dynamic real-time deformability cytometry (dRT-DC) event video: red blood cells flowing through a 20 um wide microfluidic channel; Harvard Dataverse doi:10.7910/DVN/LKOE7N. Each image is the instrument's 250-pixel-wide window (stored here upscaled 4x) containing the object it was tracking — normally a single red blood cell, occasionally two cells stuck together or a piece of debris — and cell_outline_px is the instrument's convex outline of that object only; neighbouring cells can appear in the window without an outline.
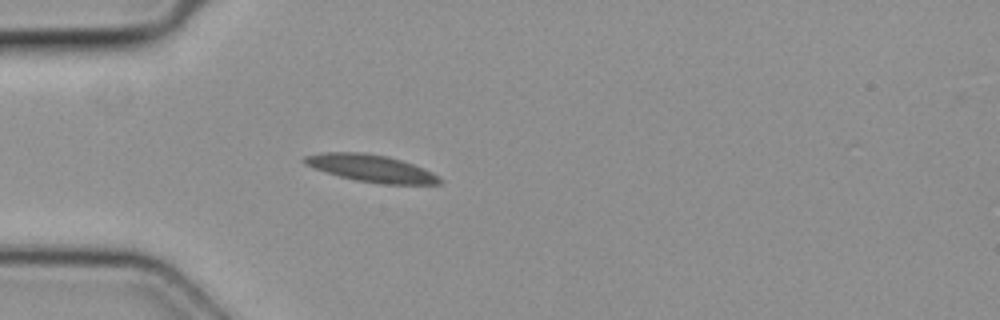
{"species": "common noctule bat (a hibernating species)", "species_latin": "Nyctalus noctula", "temperature_condition": "cold", "stored_images_in_passage": 2, "camera_frame_rate_fps": 3000, "um_per_image_px": 0.085, "animal": {"sex": "female", "body_mass_g": 19.3, "forearm_length_mm": 54.1}, "frame": {"image": 1, "passage_image": 1, "time_ms": 0.0, "image_size_px": [1000, 320], "cell_outline_px": [[444, 180], [440, 184], [384, 184], [356, 180], [324, 172], [312, 168], [304, 164], [300, 160], [304, 156], [320, 152], [364, 152], [388, 156], [424, 168], [440, 176]], "centroid_in_image_um": [31.52, 14.3], "position_along_channel_um": 53.5, "area_um2": 21.68}}